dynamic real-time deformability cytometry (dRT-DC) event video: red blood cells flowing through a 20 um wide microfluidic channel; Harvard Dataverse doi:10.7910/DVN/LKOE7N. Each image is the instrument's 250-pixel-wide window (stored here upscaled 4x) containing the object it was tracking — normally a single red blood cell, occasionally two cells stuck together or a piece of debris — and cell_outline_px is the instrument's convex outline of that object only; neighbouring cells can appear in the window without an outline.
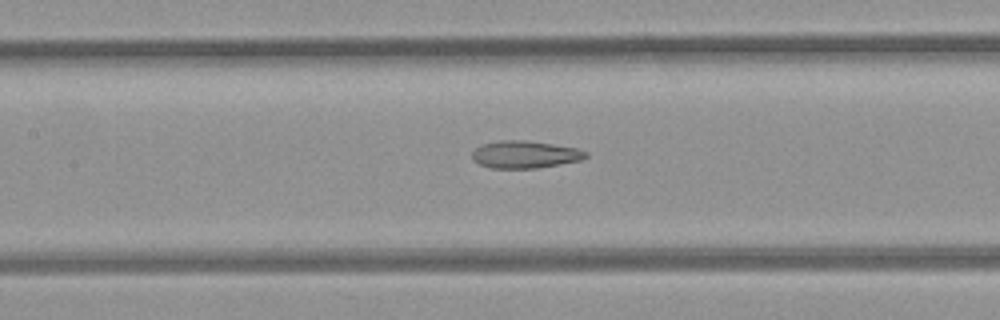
{"species": "common noctule bat (a hibernating species)", "species_latin": "Nyctalus noctula", "temperature_condition": "room temperature", "stored_images_in_passage": 43, "camera_frame_rate_fps": 3000, "um_per_image_px": 0.085, "animal": {"sex": "female", "body_mass_g": 21.9}, "frame": {"image": 1, "passage_image": 19, "time_ms": 6.0, "image_size_px": [1000, 320], "cell_outline_px": [[588, 156], [580, 160], [536, 168], [492, 168], [480, 164], [472, 160], [472, 152], [480, 144], [500, 140], [524, 140], [552, 144], [576, 148], [588, 152]], "centroid_in_image_um": [44.58, 13.12], "position_along_channel_um": 162.8, "area_um2": 18.03}}
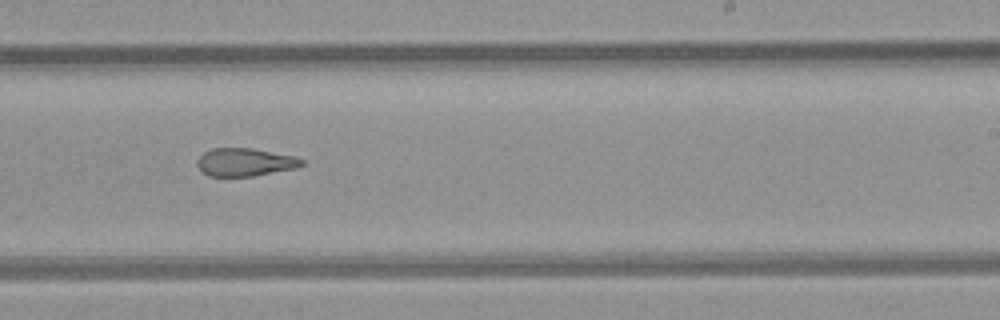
{"frame": {"image": 2, "passage_image": 27, "time_ms": 8.667, "image_size_px": [1000, 320], "cell_outline_px": [[304, 164], [296, 168], [252, 176], [208, 176], [200, 172], [196, 164], [196, 160], [204, 152], [212, 148], [252, 148], [292, 156], [304, 160]], "centroid_in_image_um": [20.76, 13.79], "position_along_channel_um": 268.2, "area_um2": 17.05}}
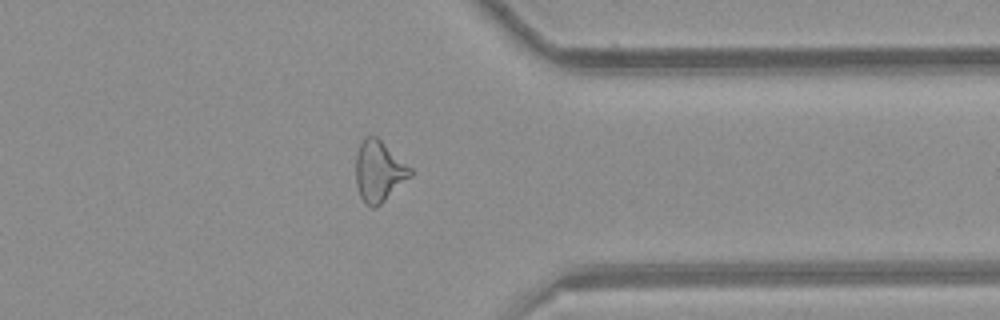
{"frame": {"image": 3, "passage_image": 36, "time_ms": 11.667, "image_size_px": [1000, 320], "cell_outline_px": [[412, 176], [380, 204], [372, 208], [368, 208], [364, 204], [360, 196], [356, 184], [356, 156], [360, 144], [364, 136], [376, 136], [412, 168]], "centroid_in_image_um": [32.2, 14.57], "position_along_channel_um": 379.2, "area_um2": 19.36}}